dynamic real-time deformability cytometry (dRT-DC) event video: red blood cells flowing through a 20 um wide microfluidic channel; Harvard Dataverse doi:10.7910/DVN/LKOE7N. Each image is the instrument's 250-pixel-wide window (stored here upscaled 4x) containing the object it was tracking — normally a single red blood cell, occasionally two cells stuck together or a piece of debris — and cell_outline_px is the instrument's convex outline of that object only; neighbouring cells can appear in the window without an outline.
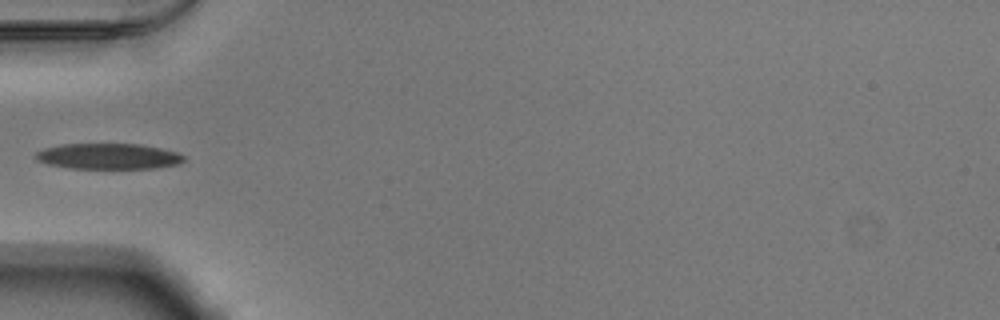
{"species": "Egyptian fruit bat (a non-hibernating species)", "species_latin": "Rousettus aegyptiacus", "temperature_condition": "warm", "stored_images_in_passage": 36, "camera_frame_rate_fps": 3000, "um_per_image_px": 0.085, "animal": {"sex": "male"}, "frame": {"image": 1, "passage_image": 1, "time_ms": 0.0, "image_size_px": [1000, 320], "cell_outline_px": [[184, 160], [180, 164], [156, 168], [68, 168], [48, 164], [36, 160], [32, 156], [36, 152], [44, 148], [64, 144], [140, 144], [160, 148], [176, 152], [184, 156]], "centroid_in_image_um": [9.18, 13.28], "position_along_channel_um": 75.8, "area_um2": 22.25}}
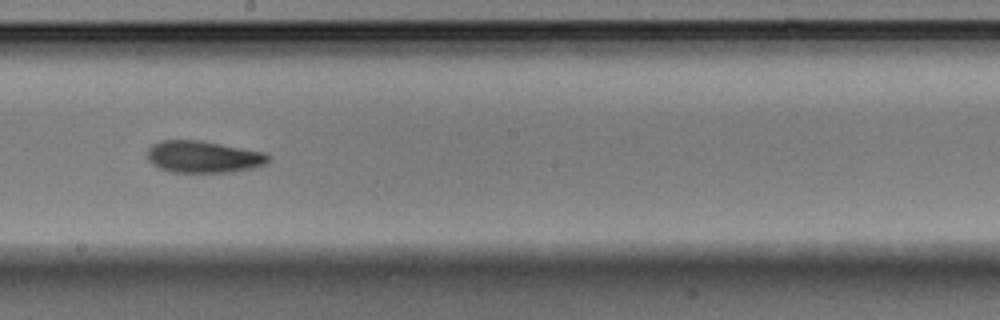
{"frame": {"image": 2, "passage_image": 13, "time_ms": 4.0, "image_size_px": [1000, 320], "cell_outline_px": [[272, 160], [268, 164], [252, 168], [232, 172], [172, 172], [160, 168], [152, 164], [148, 160], [148, 148], [152, 144], [160, 140], [200, 140], [268, 152], [272, 156]], "centroid_in_image_um": [17.37, 13.32], "position_along_channel_um": 230.8, "area_um2": 22.95}}
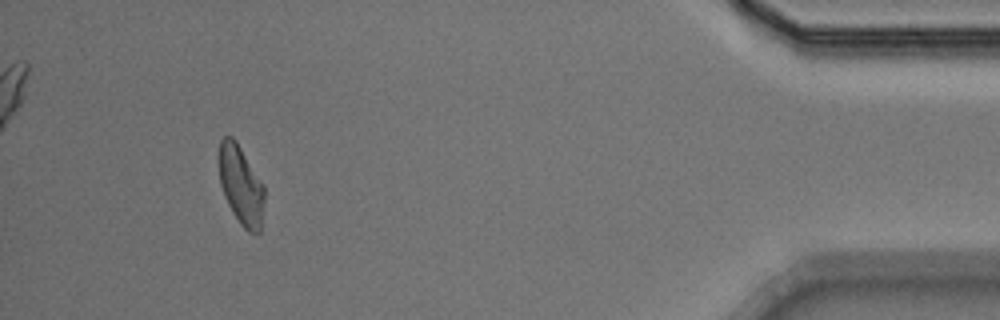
{"frame": {"image": 3, "passage_image": 32, "time_ms": 10.333, "image_size_px": [1000, 320], "cell_outline_px": [[264, 200], [260, 232], [256, 236], [248, 232], [240, 224], [232, 212], [224, 196], [220, 184], [216, 160], [220, 140], [224, 136], [232, 136], [236, 140], [264, 184]], "centroid_in_image_um": [20.45, 15.72], "position_along_channel_um": 414.8, "area_um2": 21.62}}